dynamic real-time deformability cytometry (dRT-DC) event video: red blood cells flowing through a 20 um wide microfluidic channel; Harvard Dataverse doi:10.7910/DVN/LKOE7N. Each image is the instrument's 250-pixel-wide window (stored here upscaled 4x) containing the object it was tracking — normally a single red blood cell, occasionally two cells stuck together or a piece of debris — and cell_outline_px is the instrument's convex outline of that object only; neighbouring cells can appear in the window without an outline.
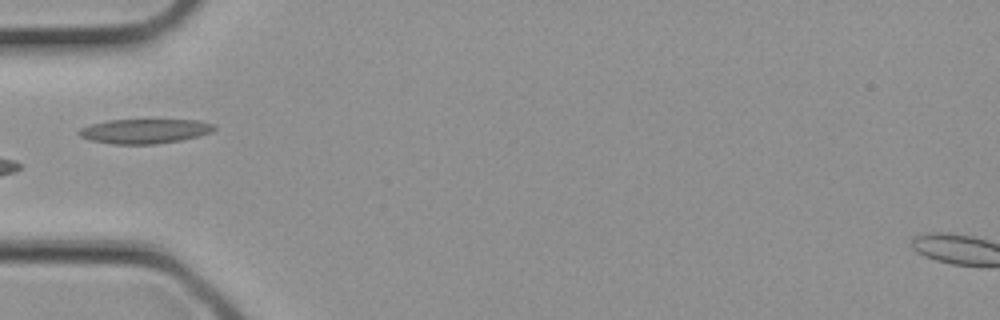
{"species": "common noctule bat (a hibernating species)", "species_latin": "Nyctalus noctula", "temperature_condition": "cold", "stored_images_in_passage": 3, "camera_frame_rate_fps": 3000, "um_per_image_px": 0.085, "animal": {"sex": "female", "body_mass_g": 21.9}, "frame": {"image": 1, "passage_image": 3, "time_ms": 0.667, "image_size_px": [1000, 320], "cell_outline_px": [[216, 128], [212, 132], [200, 136], [180, 140], [156, 144], [112, 144], [88, 140], [80, 136], [76, 132], [80, 128], [92, 124], [108, 120], [200, 120], [216, 124]], "centroid_in_image_um": [12.32, 11.15], "position_along_channel_um": 72.7, "area_um2": 19.54}}